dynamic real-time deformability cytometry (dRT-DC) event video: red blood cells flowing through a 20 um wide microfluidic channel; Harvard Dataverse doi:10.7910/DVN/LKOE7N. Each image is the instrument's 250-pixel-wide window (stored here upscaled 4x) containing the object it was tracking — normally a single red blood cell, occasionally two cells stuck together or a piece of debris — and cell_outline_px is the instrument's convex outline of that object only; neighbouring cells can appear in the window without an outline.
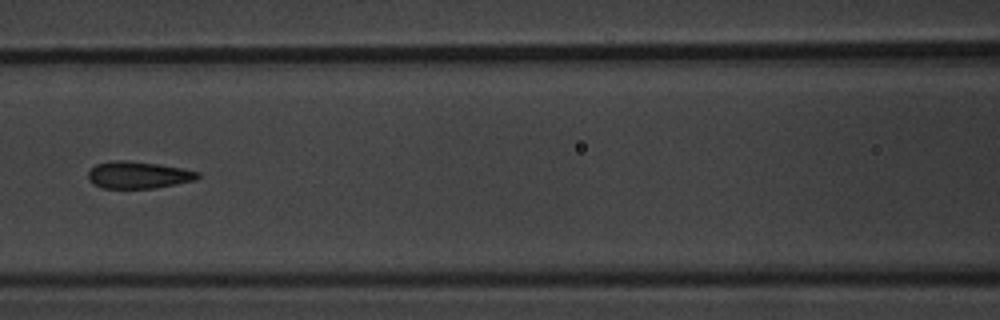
{"species": "common noctule bat (a hibernating species)", "species_latin": "Nyctalus noctula", "temperature_condition": "warm", "stored_images_in_passage": 8, "camera_frame_rate_fps": 3000, "um_per_image_px": 0.085, "animal": {"sex": "male", "body_mass_g": 20.1, "forearm_length_mm": 53.5}, "frame": {"image": 1, "passage_image": 5, "time_ms": 5.667, "image_size_px": [1000, 320], "cell_outline_px": [[200, 176], [196, 180], [156, 188], [100, 188], [92, 184], [88, 180], [88, 172], [96, 164], [112, 160], [128, 160], [184, 168], [200, 172]], "centroid_in_image_um": [11.75, 14.87], "position_along_channel_um": 154.9, "area_um2": 17.46}}
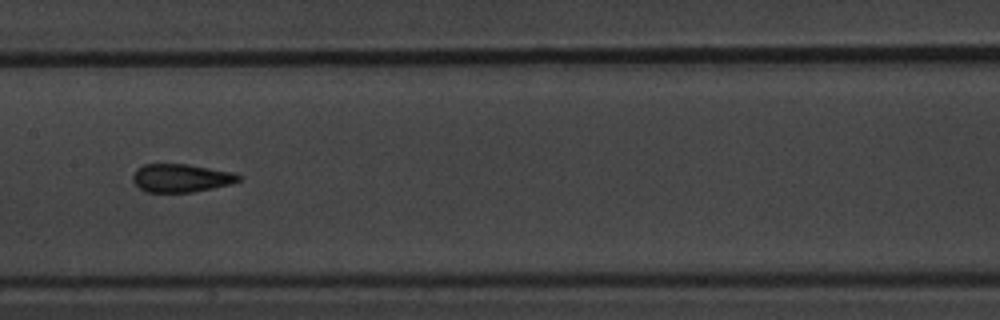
{"frame": {"image": 2, "passage_image": 6, "time_ms": 6.667, "image_size_px": [1000, 320], "cell_outline_px": [[244, 176], [240, 180], [232, 184], [192, 192], [144, 192], [132, 180], [132, 176], [136, 168], [144, 164], [188, 164], [232, 172]], "centroid_in_image_um": [15.39, 15.13], "position_along_channel_um": 192.0, "area_um2": 17.51}}
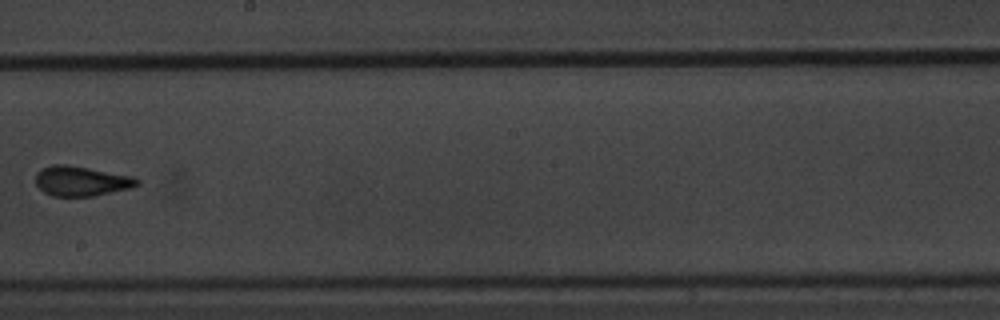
{"frame": {"image": 3, "passage_image": 7, "time_ms": 8.0, "image_size_px": [1000, 320], "cell_outline_px": [[140, 184], [132, 188], [92, 196], [52, 196], [44, 192], [36, 184], [36, 172], [40, 168], [52, 164], [64, 164], [88, 168], [132, 176], [140, 180]], "centroid_in_image_um": [6.9, 15.39], "position_along_channel_um": 241.3, "area_um2": 17.69}}